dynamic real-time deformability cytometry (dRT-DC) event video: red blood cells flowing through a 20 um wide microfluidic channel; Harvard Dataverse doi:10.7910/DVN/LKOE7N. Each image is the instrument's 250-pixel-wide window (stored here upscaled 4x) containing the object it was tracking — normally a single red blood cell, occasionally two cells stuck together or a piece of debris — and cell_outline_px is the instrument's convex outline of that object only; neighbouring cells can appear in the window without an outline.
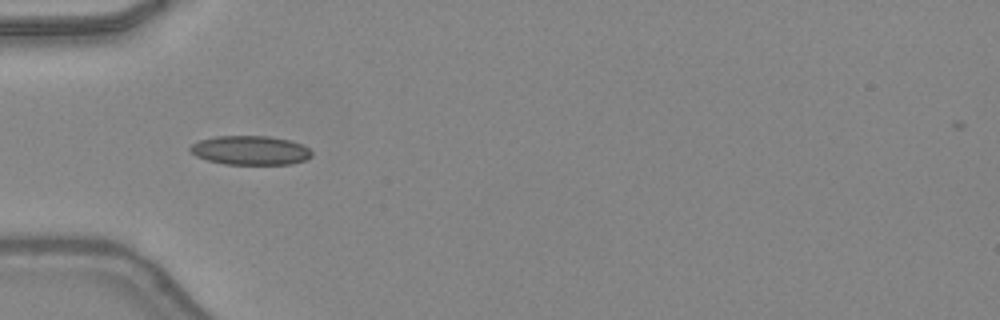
{"species": "common noctule bat (a hibernating species)", "species_latin": "Nyctalus noctula", "temperature_condition": "warm", "stored_images_in_passage": 33, "camera_frame_rate_fps": 3000, "um_per_image_px": 0.085, "animal": {"sex": "female", "body_mass_g": 24.6, "forearm_length_mm": 56.2}, "frame": {"image": 1, "passage_image": 1, "time_ms": 0.0, "image_size_px": [1000, 320], "cell_outline_px": [[312, 156], [304, 160], [292, 164], [224, 164], [208, 160], [196, 156], [188, 148], [192, 144], [200, 140], [216, 136], [268, 136], [292, 140], [308, 148], [312, 152]], "centroid_in_image_um": [21.28, 12.77], "position_along_channel_um": 63.7, "area_um2": 20.58}}
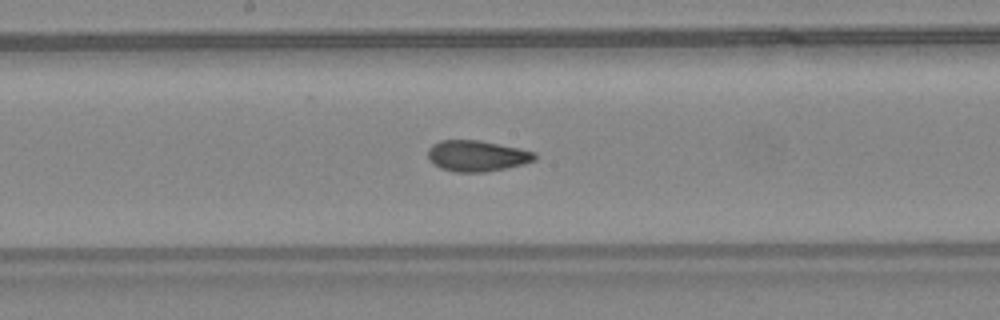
{"frame": {"image": 2, "passage_image": 11, "time_ms": 3.333, "image_size_px": [1000, 320], "cell_outline_px": [[536, 160], [524, 164], [484, 172], [456, 172], [440, 168], [432, 164], [428, 156], [428, 148], [432, 144], [440, 140], [480, 140], [520, 148], [536, 152]], "centroid_in_image_um": [40.53, 13.24], "position_along_channel_um": 207.7, "area_um2": 19.42}}
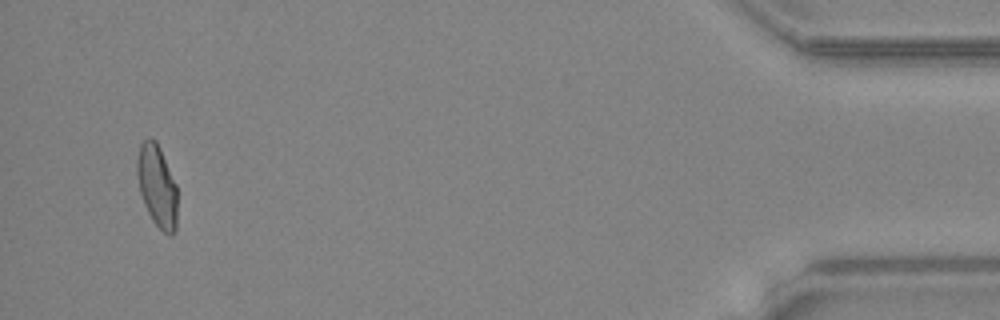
{"frame": {"image": 3, "passage_image": 31, "time_ms": 10.0, "image_size_px": [1000, 320], "cell_outline_px": [[176, 232], [172, 236], [168, 236], [152, 220], [144, 204], [140, 192], [136, 176], [136, 160], [140, 144], [148, 136], [156, 140], [160, 148], [176, 184]], "centroid_in_image_um": [13.33, 15.79], "position_along_channel_um": 421.9, "area_um2": 19.42}, "authors_computed_cell_mechanics": {"area_um2": 19.2474, "velocity_mm_per_s": 4.3696, "shape_relaxation_time_tau1_ms": null, "shape_relaxation_time_tau2_ms": 1.4757, "deformation_change_tau1": null, "deformation_change_tau2": 0.0833}}